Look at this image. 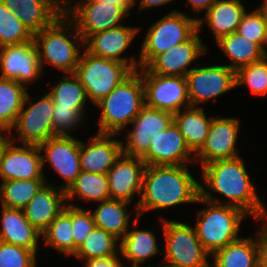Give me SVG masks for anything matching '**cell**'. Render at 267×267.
<instances>
[{
	"mask_svg": "<svg viewBox=\"0 0 267 267\" xmlns=\"http://www.w3.org/2000/svg\"><path fill=\"white\" fill-rule=\"evenodd\" d=\"M200 174L202 177L200 178L202 184H199L201 198L237 207L252 216L255 223H260L262 219L267 218L266 206L259 198L255 184L251 181L241 156L203 165ZM213 192L217 193V197L213 195Z\"/></svg>",
	"mask_w": 267,
	"mask_h": 267,
	"instance_id": "1",
	"label": "cell"
},
{
	"mask_svg": "<svg viewBox=\"0 0 267 267\" xmlns=\"http://www.w3.org/2000/svg\"><path fill=\"white\" fill-rule=\"evenodd\" d=\"M189 166L146 165L140 199L132 211L141 217L153 210L196 204L200 196V181L191 174L193 171Z\"/></svg>",
	"mask_w": 267,
	"mask_h": 267,
	"instance_id": "2",
	"label": "cell"
},
{
	"mask_svg": "<svg viewBox=\"0 0 267 267\" xmlns=\"http://www.w3.org/2000/svg\"><path fill=\"white\" fill-rule=\"evenodd\" d=\"M33 40L42 71L47 65H52L61 74L75 73L84 41L75 24L64 13L41 32L35 33Z\"/></svg>",
	"mask_w": 267,
	"mask_h": 267,
	"instance_id": "3",
	"label": "cell"
},
{
	"mask_svg": "<svg viewBox=\"0 0 267 267\" xmlns=\"http://www.w3.org/2000/svg\"><path fill=\"white\" fill-rule=\"evenodd\" d=\"M101 111L97 133H123L145 105L144 85L141 73L135 70L106 97L95 104ZM122 132V133H121Z\"/></svg>",
	"mask_w": 267,
	"mask_h": 267,
	"instance_id": "4",
	"label": "cell"
},
{
	"mask_svg": "<svg viewBox=\"0 0 267 267\" xmlns=\"http://www.w3.org/2000/svg\"><path fill=\"white\" fill-rule=\"evenodd\" d=\"M196 204H204L197 212L195 229L204 250L212 256L228 244L238 240L242 221L249 215L229 205L218 204L199 196Z\"/></svg>",
	"mask_w": 267,
	"mask_h": 267,
	"instance_id": "5",
	"label": "cell"
},
{
	"mask_svg": "<svg viewBox=\"0 0 267 267\" xmlns=\"http://www.w3.org/2000/svg\"><path fill=\"white\" fill-rule=\"evenodd\" d=\"M165 15V16H164ZM148 27L139 52V68H145L157 55L188 40L197 30V17L174 9Z\"/></svg>",
	"mask_w": 267,
	"mask_h": 267,
	"instance_id": "6",
	"label": "cell"
},
{
	"mask_svg": "<svg viewBox=\"0 0 267 267\" xmlns=\"http://www.w3.org/2000/svg\"><path fill=\"white\" fill-rule=\"evenodd\" d=\"M165 241L163 263L179 267H210L211 256L204 250L194 226L160 217Z\"/></svg>",
	"mask_w": 267,
	"mask_h": 267,
	"instance_id": "7",
	"label": "cell"
},
{
	"mask_svg": "<svg viewBox=\"0 0 267 267\" xmlns=\"http://www.w3.org/2000/svg\"><path fill=\"white\" fill-rule=\"evenodd\" d=\"M75 71L93 105L106 97L135 70L129 65L97 57L83 49Z\"/></svg>",
	"mask_w": 267,
	"mask_h": 267,
	"instance_id": "8",
	"label": "cell"
},
{
	"mask_svg": "<svg viewBox=\"0 0 267 267\" xmlns=\"http://www.w3.org/2000/svg\"><path fill=\"white\" fill-rule=\"evenodd\" d=\"M64 14L75 24L85 41L94 33L121 26L131 13L124 6H117L110 2L66 0Z\"/></svg>",
	"mask_w": 267,
	"mask_h": 267,
	"instance_id": "9",
	"label": "cell"
},
{
	"mask_svg": "<svg viewBox=\"0 0 267 267\" xmlns=\"http://www.w3.org/2000/svg\"><path fill=\"white\" fill-rule=\"evenodd\" d=\"M30 96L28 92L16 123L9 132L12 142L16 144L40 145L54 137L53 99L47 92L31 103Z\"/></svg>",
	"mask_w": 267,
	"mask_h": 267,
	"instance_id": "10",
	"label": "cell"
},
{
	"mask_svg": "<svg viewBox=\"0 0 267 267\" xmlns=\"http://www.w3.org/2000/svg\"><path fill=\"white\" fill-rule=\"evenodd\" d=\"M144 85L145 105L172 114L190 107L185 77L150 73L139 68Z\"/></svg>",
	"mask_w": 267,
	"mask_h": 267,
	"instance_id": "11",
	"label": "cell"
},
{
	"mask_svg": "<svg viewBox=\"0 0 267 267\" xmlns=\"http://www.w3.org/2000/svg\"><path fill=\"white\" fill-rule=\"evenodd\" d=\"M187 89L190 105L215 100L236 88L235 71L225 64L201 66L199 63L187 75Z\"/></svg>",
	"mask_w": 267,
	"mask_h": 267,
	"instance_id": "12",
	"label": "cell"
},
{
	"mask_svg": "<svg viewBox=\"0 0 267 267\" xmlns=\"http://www.w3.org/2000/svg\"><path fill=\"white\" fill-rule=\"evenodd\" d=\"M42 156V169L46 183L48 178L44 172L46 162L63 179L57 186L65 192L80 174V139L75 136H54L39 145Z\"/></svg>",
	"mask_w": 267,
	"mask_h": 267,
	"instance_id": "13",
	"label": "cell"
},
{
	"mask_svg": "<svg viewBox=\"0 0 267 267\" xmlns=\"http://www.w3.org/2000/svg\"><path fill=\"white\" fill-rule=\"evenodd\" d=\"M241 120L237 117L213 115L208 136L201 149L195 154V163L200 167L208 163L239 157L237 141Z\"/></svg>",
	"mask_w": 267,
	"mask_h": 267,
	"instance_id": "14",
	"label": "cell"
},
{
	"mask_svg": "<svg viewBox=\"0 0 267 267\" xmlns=\"http://www.w3.org/2000/svg\"><path fill=\"white\" fill-rule=\"evenodd\" d=\"M173 122V114L144 105L127 133L121 140L122 154L142 157L149 147L151 138L165 130ZM126 141V142H124Z\"/></svg>",
	"mask_w": 267,
	"mask_h": 267,
	"instance_id": "15",
	"label": "cell"
},
{
	"mask_svg": "<svg viewBox=\"0 0 267 267\" xmlns=\"http://www.w3.org/2000/svg\"><path fill=\"white\" fill-rule=\"evenodd\" d=\"M199 34L197 30L188 40L157 55L145 68L150 73L186 77L194 68L193 63L196 66L198 64L196 60L208 54L209 51Z\"/></svg>",
	"mask_w": 267,
	"mask_h": 267,
	"instance_id": "16",
	"label": "cell"
},
{
	"mask_svg": "<svg viewBox=\"0 0 267 267\" xmlns=\"http://www.w3.org/2000/svg\"><path fill=\"white\" fill-rule=\"evenodd\" d=\"M43 72L34 40L0 47V78L15 80L28 88Z\"/></svg>",
	"mask_w": 267,
	"mask_h": 267,
	"instance_id": "17",
	"label": "cell"
},
{
	"mask_svg": "<svg viewBox=\"0 0 267 267\" xmlns=\"http://www.w3.org/2000/svg\"><path fill=\"white\" fill-rule=\"evenodd\" d=\"M140 27L121 25L103 32L94 33L84 41V49L97 57L129 64L139 69V58L123 56L138 36ZM123 56V57H122Z\"/></svg>",
	"mask_w": 267,
	"mask_h": 267,
	"instance_id": "18",
	"label": "cell"
},
{
	"mask_svg": "<svg viewBox=\"0 0 267 267\" xmlns=\"http://www.w3.org/2000/svg\"><path fill=\"white\" fill-rule=\"evenodd\" d=\"M141 159L146 165H191L195 163V155L188 148L174 122L151 138L147 152Z\"/></svg>",
	"mask_w": 267,
	"mask_h": 267,
	"instance_id": "19",
	"label": "cell"
},
{
	"mask_svg": "<svg viewBox=\"0 0 267 267\" xmlns=\"http://www.w3.org/2000/svg\"><path fill=\"white\" fill-rule=\"evenodd\" d=\"M0 179H45L39 145H16L11 141L0 161Z\"/></svg>",
	"mask_w": 267,
	"mask_h": 267,
	"instance_id": "20",
	"label": "cell"
},
{
	"mask_svg": "<svg viewBox=\"0 0 267 267\" xmlns=\"http://www.w3.org/2000/svg\"><path fill=\"white\" fill-rule=\"evenodd\" d=\"M145 162L140 157L121 155L107 173L111 199L132 203L140 199Z\"/></svg>",
	"mask_w": 267,
	"mask_h": 267,
	"instance_id": "21",
	"label": "cell"
},
{
	"mask_svg": "<svg viewBox=\"0 0 267 267\" xmlns=\"http://www.w3.org/2000/svg\"><path fill=\"white\" fill-rule=\"evenodd\" d=\"M117 134L96 133L87 142L80 140L81 171L107 174L122 155L121 139Z\"/></svg>",
	"mask_w": 267,
	"mask_h": 267,
	"instance_id": "22",
	"label": "cell"
},
{
	"mask_svg": "<svg viewBox=\"0 0 267 267\" xmlns=\"http://www.w3.org/2000/svg\"><path fill=\"white\" fill-rule=\"evenodd\" d=\"M34 35L51 25L64 13L62 0H1Z\"/></svg>",
	"mask_w": 267,
	"mask_h": 267,
	"instance_id": "23",
	"label": "cell"
},
{
	"mask_svg": "<svg viewBox=\"0 0 267 267\" xmlns=\"http://www.w3.org/2000/svg\"><path fill=\"white\" fill-rule=\"evenodd\" d=\"M55 184L48 181L23 209L27 220L41 234L67 205L66 192Z\"/></svg>",
	"mask_w": 267,
	"mask_h": 267,
	"instance_id": "24",
	"label": "cell"
},
{
	"mask_svg": "<svg viewBox=\"0 0 267 267\" xmlns=\"http://www.w3.org/2000/svg\"><path fill=\"white\" fill-rule=\"evenodd\" d=\"M243 3L241 0H216L202 17L197 16L198 31L201 33L203 25H207L212 31L215 42L236 32L247 11Z\"/></svg>",
	"mask_w": 267,
	"mask_h": 267,
	"instance_id": "25",
	"label": "cell"
},
{
	"mask_svg": "<svg viewBox=\"0 0 267 267\" xmlns=\"http://www.w3.org/2000/svg\"><path fill=\"white\" fill-rule=\"evenodd\" d=\"M0 241L19 245L37 255L41 233L25 217L23 210L1 206Z\"/></svg>",
	"mask_w": 267,
	"mask_h": 267,
	"instance_id": "26",
	"label": "cell"
},
{
	"mask_svg": "<svg viewBox=\"0 0 267 267\" xmlns=\"http://www.w3.org/2000/svg\"><path fill=\"white\" fill-rule=\"evenodd\" d=\"M138 217L132 224V229L126 232L120 240L119 252L124 261L131 266H144L147 260L160 254L161 250L157 243L156 233L153 230L137 229Z\"/></svg>",
	"mask_w": 267,
	"mask_h": 267,
	"instance_id": "27",
	"label": "cell"
},
{
	"mask_svg": "<svg viewBox=\"0 0 267 267\" xmlns=\"http://www.w3.org/2000/svg\"><path fill=\"white\" fill-rule=\"evenodd\" d=\"M132 203L124 200L107 199L98 202L96 208L90 209L92 213L95 226L105 230L121 240L126 232L131 228V225L139 217L136 212L134 219L131 220V213L129 212V205ZM131 223V225H130Z\"/></svg>",
	"mask_w": 267,
	"mask_h": 267,
	"instance_id": "28",
	"label": "cell"
},
{
	"mask_svg": "<svg viewBox=\"0 0 267 267\" xmlns=\"http://www.w3.org/2000/svg\"><path fill=\"white\" fill-rule=\"evenodd\" d=\"M204 110L202 106H190L173 114V122L194 155L203 146L213 119V116L208 117Z\"/></svg>",
	"mask_w": 267,
	"mask_h": 267,
	"instance_id": "29",
	"label": "cell"
},
{
	"mask_svg": "<svg viewBox=\"0 0 267 267\" xmlns=\"http://www.w3.org/2000/svg\"><path fill=\"white\" fill-rule=\"evenodd\" d=\"M215 44L225 55V58L227 57V61H230L229 64L225 65L235 72L267 55L258 44L250 42L237 32L222 37Z\"/></svg>",
	"mask_w": 267,
	"mask_h": 267,
	"instance_id": "30",
	"label": "cell"
},
{
	"mask_svg": "<svg viewBox=\"0 0 267 267\" xmlns=\"http://www.w3.org/2000/svg\"><path fill=\"white\" fill-rule=\"evenodd\" d=\"M210 267H257L258 250L256 234L254 237H242L211 256Z\"/></svg>",
	"mask_w": 267,
	"mask_h": 267,
	"instance_id": "31",
	"label": "cell"
},
{
	"mask_svg": "<svg viewBox=\"0 0 267 267\" xmlns=\"http://www.w3.org/2000/svg\"><path fill=\"white\" fill-rule=\"evenodd\" d=\"M81 202H101L110 199L107 174L81 171L74 183L66 191L67 204L78 206L73 200ZM84 200V201H83Z\"/></svg>",
	"mask_w": 267,
	"mask_h": 267,
	"instance_id": "32",
	"label": "cell"
},
{
	"mask_svg": "<svg viewBox=\"0 0 267 267\" xmlns=\"http://www.w3.org/2000/svg\"><path fill=\"white\" fill-rule=\"evenodd\" d=\"M72 229V205L67 204L65 209L41 234V242H44L42 244L45 246L57 250V252L61 255L64 254L66 257H73L74 236Z\"/></svg>",
	"mask_w": 267,
	"mask_h": 267,
	"instance_id": "33",
	"label": "cell"
},
{
	"mask_svg": "<svg viewBox=\"0 0 267 267\" xmlns=\"http://www.w3.org/2000/svg\"><path fill=\"white\" fill-rule=\"evenodd\" d=\"M28 88L12 79L0 78V127L11 131L21 111Z\"/></svg>",
	"mask_w": 267,
	"mask_h": 267,
	"instance_id": "34",
	"label": "cell"
},
{
	"mask_svg": "<svg viewBox=\"0 0 267 267\" xmlns=\"http://www.w3.org/2000/svg\"><path fill=\"white\" fill-rule=\"evenodd\" d=\"M45 184V179L0 181V206L23 210Z\"/></svg>",
	"mask_w": 267,
	"mask_h": 267,
	"instance_id": "35",
	"label": "cell"
},
{
	"mask_svg": "<svg viewBox=\"0 0 267 267\" xmlns=\"http://www.w3.org/2000/svg\"><path fill=\"white\" fill-rule=\"evenodd\" d=\"M119 246V239L111 233L95 226L86 237L84 243L77 249L73 258L87 260L120 255Z\"/></svg>",
	"mask_w": 267,
	"mask_h": 267,
	"instance_id": "36",
	"label": "cell"
},
{
	"mask_svg": "<svg viewBox=\"0 0 267 267\" xmlns=\"http://www.w3.org/2000/svg\"><path fill=\"white\" fill-rule=\"evenodd\" d=\"M62 79L53 86H50V91L53 102L65 107H87L88 102L86 90L81 84L79 78L73 74H62Z\"/></svg>",
	"mask_w": 267,
	"mask_h": 267,
	"instance_id": "37",
	"label": "cell"
},
{
	"mask_svg": "<svg viewBox=\"0 0 267 267\" xmlns=\"http://www.w3.org/2000/svg\"><path fill=\"white\" fill-rule=\"evenodd\" d=\"M34 35L0 0V47L33 41Z\"/></svg>",
	"mask_w": 267,
	"mask_h": 267,
	"instance_id": "38",
	"label": "cell"
},
{
	"mask_svg": "<svg viewBox=\"0 0 267 267\" xmlns=\"http://www.w3.org/2000/svg\"><path fill=\"white\" fill-rule=\"evenodd\" d=\"M236 88L246 85L255 96L267 94V55L235 72Z\"/></svg>",
	"mask_w": 267,
	"mask_h": 267,
	"instance_id": "39",
	"label": "cell"
},
{
	"mask_svg": "<svg viewBox=\"0 0 267 267\" xmlns=\"http://www.w3.org/2000/svg\"><path fill=\"white\" fill-rule=\"evenodd\" d=\"M86 107H65L53 102L54 136H72L73 130L84 123Z\"/></svg>",
	"mask_w": 267,
	"mask_h": 267,
	"instance_id": "40",
	"label": "cell"
},
{
	"mask_svg": "<svg viewBox=\"0 0 267 267\" xmlns=\"http://www.w3.org/2000/svg\"><path fill=\"white\" fill-rule=\"evenodd\" d=\"M255 8L244 13L236 32L250 42L258 44L267 53V35L263 12L258 6Z\"/></svg>",
	"mask_w": 267,
	"mask_h": 267,
	"instance_id": "41",
	"label": "cell"
},
{
	"mask_svg": "<svg viewBox=\"0 0 267 267\" xmlns=\"http://www.w3.org/2000/svg\"><path fill=\"white\" fill-rule=\"evenodd\" d=\"M34 251L0 241V267H38Z\"/></svg>",
	"mask_w": 267,
	"mask_h": 267,
	"instance_id": "42",
	"label": "cell"
},
{
	"mask_svg": "<svg viewBox=\"0 0 267 267\" xmlns=\"http://www.w3.org/2000/svg\"><path fill=\"white\" fill-rule=\"evenodd\" d=\"M72 227L74 236V254L84 243L86 237L95 228V222L90 209L72 206Z\"/></svg>",
	"mask_w": 267,
	"mask_h": 267,
	"instance_id": "43",
	"label": "cell"
},
{
	"mask_svg": "<svg viewBox=\"0 0 267 267\" xmlns=\"http://www.w3.org/2000/svg\"><path fill=\"white\" fill-rule=\"evenodd\" d=\"M262 227L256 231L258 264L267 267V218L262 219Z\"/></svg>",
	"mask_w": 267,
	"mask_h": 267,
	"instance_id": "44",
	"label": "cell"
},
{
	"mask_svg": "<svg viewBox=\"0 0 267 267\" xmlns=\"http://www.w3.org/2000/svg\"><path fill=\"white\" fill-rule=\"evenodd\" d=\"M121 255H112L106 258L80 260L84 267H122L124 264Z\"/></svg>",
	"mask_w": 267,
	"mask_h": 267,
	"instance_id": "45",
	"label": "cell"
},
{
	"mask_svg": "<svg viewBox=\"0 0 267 267\" xmlns=\"http://www.w3.org/2000/svg\"><path fill=\"white\" fill-rule=\"evenodd\" d=\"M186 6H190L194 15L206 12L216 2V0H186Z\"/></svg>",
	"mask_w": 267,
	"mask_h": 267,
	"instance_id": "46",
	"label": "cell"
},
{
	"mask_svg": "<svg viewBox=\"0 0 267 267\" xmlns=\"http://www.w3.org/2000/svg\"><path fill=\"white\" fill-rule=\"evenodd\" d=\"M140 1L137 5V0H134V7H137L139 9L138 12H141V11H145V10H149L150 8H156V7H162L164 5H168L170 4L171 2L173 1H176V0H138Z\"/></svg>",
	"mask_w": 267,
	"mask_h": 267,
	"instance_id": "47",
	"label": "cell"
},
{
	"mask_svg": "<svg viewBox=\"0 0 267 267\" xmlns=\"http://www.w3.org/2000/svg\"><path fill=\"white\" fill-rule=\"evenodd\" d=\"M11 135L9 131L3 130L0 133V161L2 159V155L7 147V145L11 142Z\"/></svg>",
	"mask_w": 267,
	"mask_h": 267,
	"instance_id": "48",
	"label": "cell"
},
{
	"mask_svg": "<svg viewBox=\"0 0 267 267\" xmlns=\"http://www.w3.org/2000/svg\"><path fill=\"white\" fill-rule=\"evenodd\" d=\"M100 2H110L117 6H124L130 13L134 9V0H94Z\"/></svg>",
	"mask_w": 267,
	"mask_h": 267,
	"instance_id": "49",
	"label": "cell"
},
{
	"mask_svg": "<svg viewBox=\"0 0 267 267\" xmlns=\"http://www.w3.org/2000/svg\"><path fill=\"white\" fill-rule=\"evenodd\" d=\"M262 3L259 5V8L263 12V17L265 20V27H266V35H267V0H262Z\"/></svg>",
	"mask_w": 267,
	"mask_h": 267,
	"instance_id": "50",
	"label": "cell"
},
{
	"mask_svg": "<svg viewBox=\"0 0 267 267\" xmlns=\"http://www.w3.org/2000/svg\"><path fill=\"white\" fill-rule=\"evenodd\" d=\"M122 267H127L125 264L122 265ZM129 267H154V266H151V265H145V266H131L129 265Z\"/></svg>",
	"mask_w": 267,
	"mask_h": 267,
	"instance_id": "51",
	"label": "cell"
},
{
	"mask_svg": "<svg viewBox=\"0 0 267 267\" xmlns=\"http://www.w3.org/2000/svg\"><path fill=\"white\" fill-rule=\"evenodd\" d=\"M158 267H179V266H172V265H169V264H164V265H161V266H158Z\"/></svg>",
	"mask_w": 267,
	"mask_h": 267,
	"instance_id": "52",
	"label": "cell"
}]
</instances>
